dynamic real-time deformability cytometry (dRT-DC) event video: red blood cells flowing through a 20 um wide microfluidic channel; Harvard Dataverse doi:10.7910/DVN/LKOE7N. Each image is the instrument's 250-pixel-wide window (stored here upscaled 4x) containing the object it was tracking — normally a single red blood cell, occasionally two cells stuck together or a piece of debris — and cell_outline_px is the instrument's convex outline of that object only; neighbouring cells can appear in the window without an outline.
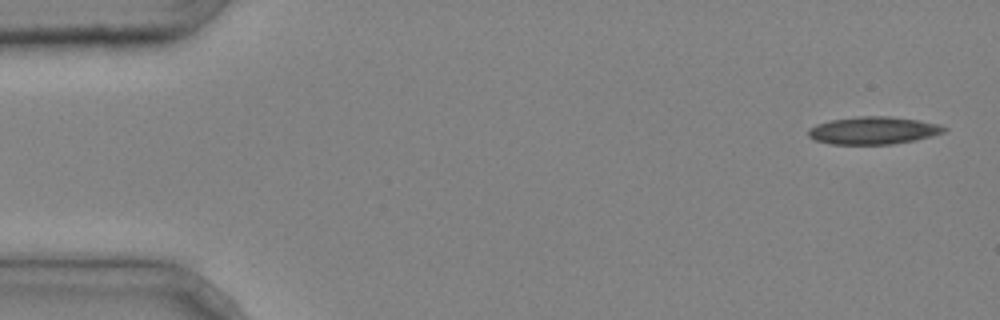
{"species": "common noctule bat (a hibernating species)", "species_latin": "Nyctalus noctula", "temperature_condition": "cold", "stored_images_in_passage": 5, "camera_frame_rate_fps": 3000, "um_per_image_px": 0.085, "animal": {"sex": "male", "body_mass_g": 20.4}, "frame": {"image": 1, "passage_image": 1, "time_ms": 0.0, "image_size_px": [1000, 320], "cell_outline_px": [[948, 128], [944, 132], [932, 136], [916, 140], [892, 144], [832, 144], [816, 140], [808, 136], [808, 128], [816, 124], [832, 120], [856, 116], [888, 116], [916, 120], [940, 124]], "centroid_in_image_um": [74.24, 11.09], "position_along_channel_um": 10.8, "area_um2": 21.79}}
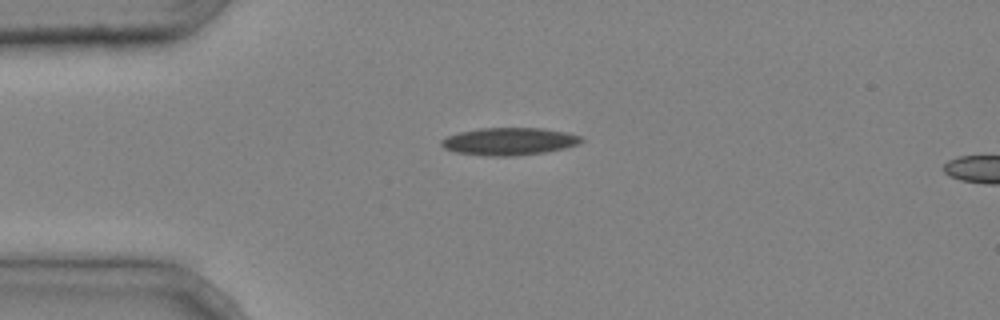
{"frame": {"image": 2, "passage_image": 4, "time_ms": 1.0, "image_size_px": [1000, 320], "cell_outline_px": [[584, 140], [576, 144], [564, 148], [544, 152], [512, 156], [484, 156], [456, 152], [444, 148], [440, 144], [440, 140], [448, 136], [460, 132], [480, 128], [540, 128], [564, 132], [580, 136]], "centroid_in_image_um": [43.23, 12.02], "position_along_channel_um": 41.8, "area_um2": 22.2}}